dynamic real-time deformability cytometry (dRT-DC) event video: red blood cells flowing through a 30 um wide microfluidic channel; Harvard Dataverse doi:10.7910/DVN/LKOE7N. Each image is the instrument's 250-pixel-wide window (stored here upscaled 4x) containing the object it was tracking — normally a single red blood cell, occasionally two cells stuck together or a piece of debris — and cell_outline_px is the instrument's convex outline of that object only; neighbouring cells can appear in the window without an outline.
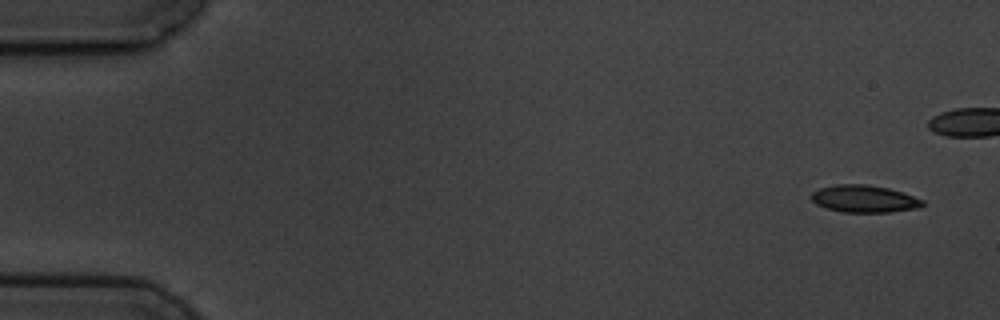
{"species": "common noctule bat (a hibernating species)", "species_latin": "Nyctalus noctula", "temperature_condition": "cold", "stored_images_in_passage": 6, "camera_frame_rate_fps": 3000, "um_per_image_px": 0.085, "animal": {"sex": "male", "body_mass_g": 19.5, "forearm_length_mm": 54.6}, "frame": {"image": 1, "passage_image": 1, "time_ms": 0.0, "image_size_px": [1000, 320], "cell_outline_px": [[924, 204], [920, 208], [888, 212], [840, 212], [824, 208], [816, 204], [812, 200], [812, 192], [820, 188], [836, 184], [864, 184], [888, 188], [924, 200]], "centroid_in_image_um": [73.44, 16.91], "position_along_channel_um": 11.6, "area_um2": 17.63}}